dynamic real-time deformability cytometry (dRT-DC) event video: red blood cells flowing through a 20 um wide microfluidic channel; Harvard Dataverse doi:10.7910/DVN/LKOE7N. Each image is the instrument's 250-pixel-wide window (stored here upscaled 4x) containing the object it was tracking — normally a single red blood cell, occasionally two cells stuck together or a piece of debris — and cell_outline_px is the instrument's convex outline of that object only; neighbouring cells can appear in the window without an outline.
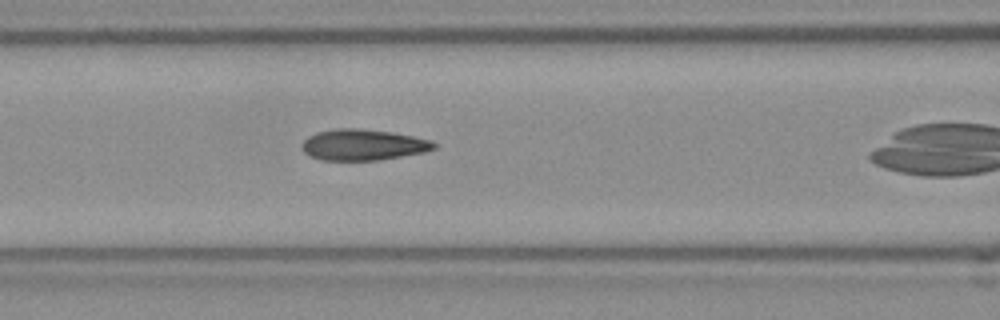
{"species": "Egyptian fruit bat (a non-hibernating species)", "species_latin": "Rousettus aegyptiacus", "temperature_condition": "room temperature", "stored_images_in_passage": 38, "camera_frame_rate_fps": 3000, "um_per_image_px": 0.085, "frame": {"image": 1, "passage_image": 17, "time_ms": 5.333, "image_size_px": [1000, 320], "cell_outline_px": [[436, 148], [424, 152], [376, 160], [324, 160], [312, 156], [304, 152], [304, 140], [308, 136], [316, 132], [336, 128], [356, 128], [392, 132], [432, 140], [436, 144]], "centroid_in_image_um": [30.88, 12.29], "position_along_channel_um": 135.7, "area_um2": 23.58}}